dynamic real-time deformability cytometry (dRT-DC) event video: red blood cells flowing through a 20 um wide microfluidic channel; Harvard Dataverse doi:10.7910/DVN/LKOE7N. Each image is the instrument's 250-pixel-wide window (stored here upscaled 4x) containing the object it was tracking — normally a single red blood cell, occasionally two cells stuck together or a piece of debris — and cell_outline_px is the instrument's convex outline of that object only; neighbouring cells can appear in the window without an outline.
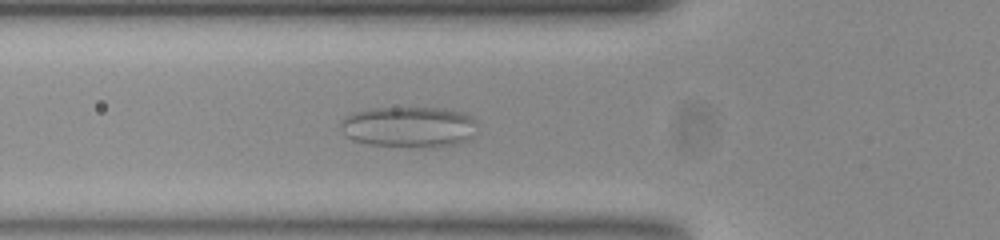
{"species": "common noctule bat (a hibernating species)", "species_latin": "Nyctalus noctula", "temperature_condition": "room temperature", "stored_images_in_passage": 59, "camera_frame_rate_fps": 3000, "um_per_image_px": 0.085, "animal": {"sex": "female", "body_mass_g": 23.0, "forearm_length_mm": 53.4}, "frame": {"image": 1, "passage_image": 21, "time_ms": 6.667, "image_size_px": [1000, 240], "cell_outline_px": [[472, 120], [468, 136], [464, 140], [456, 144], [440, 148], [420, 148], [368, 144], [352, 140], [348, 136], [340, 124], [352, 112], [368, 108], [452, 108], [464, 112]], "centroid_in_image_um": [34.7, 10.79], "position_along_channel_um": 91.1, "area_um2": 32.19}}
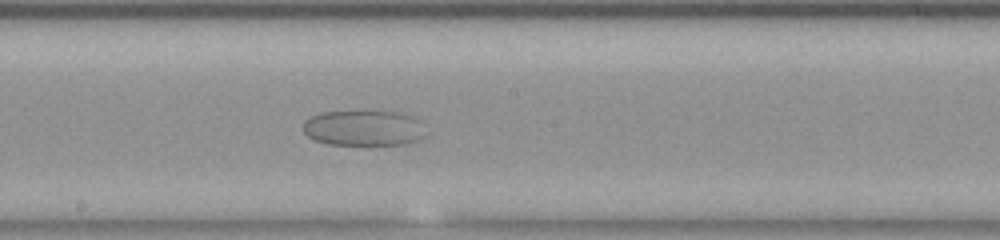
{"frame": {"image": 2, "passage_image": 32, "time_ms": 10.333, "image_size_px": [1000, 240], "cell_outline_px": [[420, 136], [416, 140], [400, 144], [328, 144], [316, 140], [308, 136], [304, 132], [304, 120], [320, 112], [364, 108], [368, 108], [400, 112], [412, 116], [416, 120]], "centroid_in_image_um": [30.77, 10.8], "position_along_channel_um": 217.4, "area_um2": 25.55}}
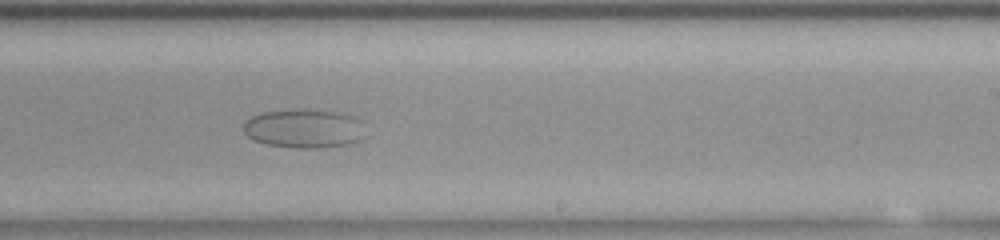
{"frame": {"image": 3, "passage_image": 36, "time_ms": 11.667, "image_size_px": [1000, 240], "cell_outline_px": [[364, 120], [360, 140], [352, 144], [320, 148], [296, 148], [268, 144], [252, 140], [244, 132], [244, 120], [260, 112], [304, 108], [308, 108], [340, 112]], "centroid_in_image_um": [25.85, 10.9], "position_along_channel_um": 263.2, "area_um2": 28.15}}